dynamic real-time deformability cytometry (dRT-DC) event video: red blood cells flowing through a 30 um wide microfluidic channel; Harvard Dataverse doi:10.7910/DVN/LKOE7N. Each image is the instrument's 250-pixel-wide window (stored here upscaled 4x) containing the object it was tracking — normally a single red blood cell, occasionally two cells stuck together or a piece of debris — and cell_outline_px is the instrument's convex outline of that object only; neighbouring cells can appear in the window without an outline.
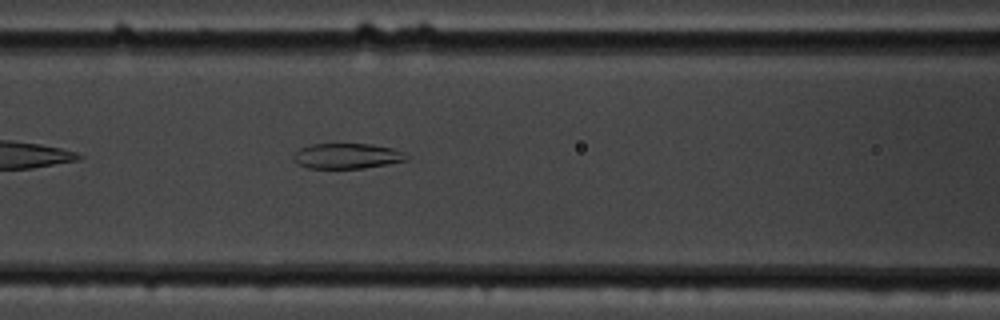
{"species": "common noctule bat (a hibernating species)", "species_latin": "Nyctalus noctula", "temperature_condition": "cold", "stored_images_in_passage": 34, "camera_frame_rate_fps": 3000, "um_per_image_px": 0.085, "animal": {"sex": "male", "body_mass_g": 19.5, "forearm_length_mm": 54.6}, "frame": {"image": 1, "passage_image": 6, "time_ms": 1.667, "image_size_px": [1000, 320], "cell_outline_px": [[408, 160], [388, 164], [364, 168], [308, 168], [296, 164], [292, 156], [300, 148], [312, 144], [372, 144], [392, 148], [404, 152], [408, 156]], "centroid_in_image_um": [29.5, 13.26], "position_along_channel_um": 137.1, "area_um2": 16.76}}
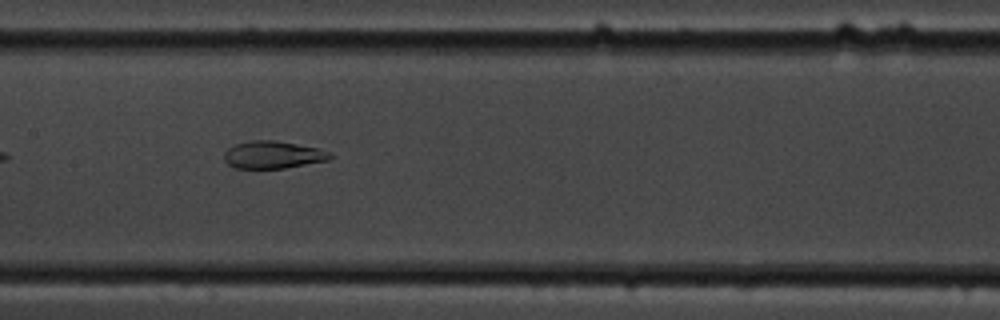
{"frame": {"image": 2, "passage_image": 10, "time_ms": 3.0, "image_size_px": [1000, 320], "cell_outline_px": [[332, 156], [328, 160], [284, 168], [236, 168], [228, 164], [224, 160], [224, 152], [228, 148], [236, 144], [252, 140], [276, 140], [316, 148], [332, 152]], "centroid_in_image_um": [23.18, 13.15], "position_along_channel_um": 184.2, "area_um2": 16.82}}
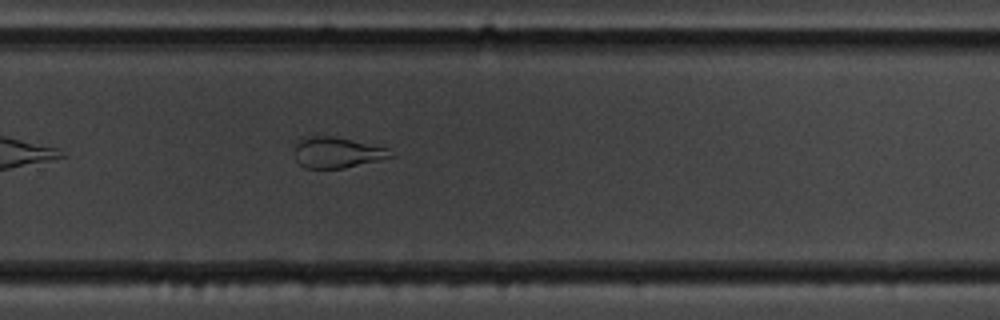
{"frame": {"image": 3, "passage_image": 20, "time_ms": 6.333, "image_size_px": [1000, 320], "cell_outline_px": [[392, 156], [380, 160], [344, 168], [304, 168], [296, 160], [292, 152], [300, 136], [336, 136], [388, 148]], "centroid_in_image_um": [28.56, 12.95], "position_along_channel_um": 301.2, "area_um2": 17.46}}